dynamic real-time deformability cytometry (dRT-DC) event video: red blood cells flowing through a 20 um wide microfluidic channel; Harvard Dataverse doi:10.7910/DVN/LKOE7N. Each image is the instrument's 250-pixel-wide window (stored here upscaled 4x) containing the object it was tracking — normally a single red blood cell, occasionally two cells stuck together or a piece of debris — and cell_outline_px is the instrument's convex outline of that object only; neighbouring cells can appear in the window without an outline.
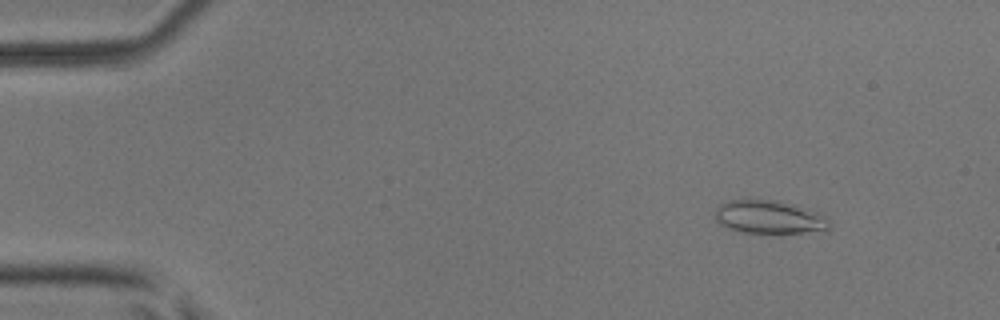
{"species": "common noctule bat (a hibernating species)", "species_latin": "Nyctalus noctula", "temperature_condition": "room temperature", "stored_images_in_passage": 53, "camera_frame_rate_fps": 3000, "um_per_image_px": 0.085, "animal": {"sex": "male", "body_mass_g": 17.9, "forearm_length_mm": 54.2}, "frame": {"image": 1, "passage_image": 7, "time_ms": 2.0, "image_size_px": [1000, 320], "cell_outline_px": [[828, 228], [780, 236], [744, 232], [728, 228], [720, 224], [716, 220], [716, 208], [720, 204], [728, 200], [780, 200], [816, 212], [824, 216], [828, 220]], "centroid_in_image_um": [65.34, 18.48], "position_along_channel_um": 19.7, "area_um2": 22.37}}
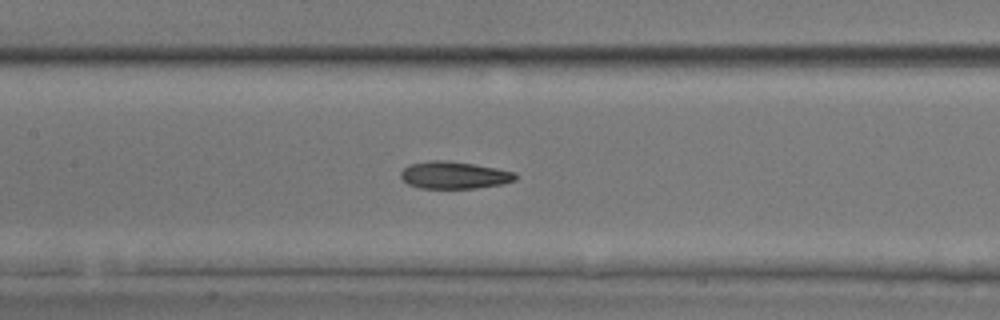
{"frame": {"image": 2, "passage_image": 26, "time_ms": 8.333, "image_size_px": [1000, 320], "cell_outline_px": [[516, 180], [500, 184], [476, 188], [420, 188], [408, 184], [400, 176], [400, 172], [408, 164], [428, 160], [448, 160], [496, 168], [516, 172]], "centroid_in_image_um": [38.57, 14.87], "position_along_channel_um": 168.8, "area_um2": 18.21}}
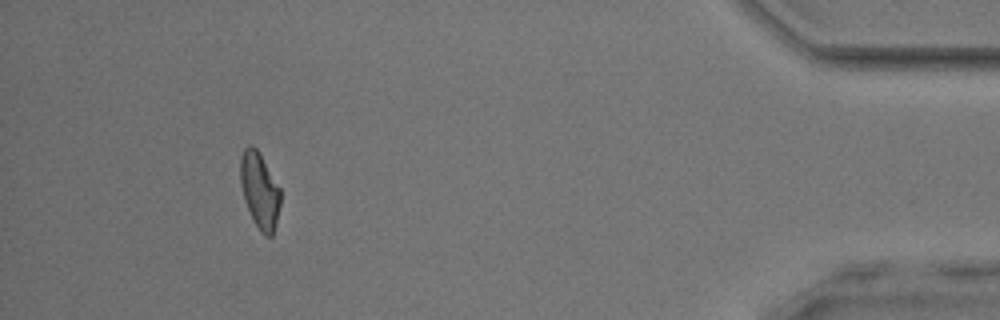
{"frame": {"image": 3, "passage_image": 49, "time_ms": 16.0, "image_size_px": [1000, 320], "cell_outline_px": [[280, 204], [272, 236], [264, 236], [260, 232], [252, 220], [244, 200], [240, 180], [240, 160], [244, 148], [248, 144], [252, 144], [256, 148], [280, 188]], "centroid_in_image_um": [22.05, 16.2], "position_along_channel_um": 413.2, "area_um2": 17.63}, "authors_computed_cell_mechanics": {"area_um2": 18.6694, "velocity_mm_per_s": 3.9711, "shape_relaxation_time_tau1_ms": 5.8521, "shape_relaxation_time_tau2_ms": 2.5748, "deformation_change_tau1": 0.1752, "deformation_change_tau2": 0.0986}}